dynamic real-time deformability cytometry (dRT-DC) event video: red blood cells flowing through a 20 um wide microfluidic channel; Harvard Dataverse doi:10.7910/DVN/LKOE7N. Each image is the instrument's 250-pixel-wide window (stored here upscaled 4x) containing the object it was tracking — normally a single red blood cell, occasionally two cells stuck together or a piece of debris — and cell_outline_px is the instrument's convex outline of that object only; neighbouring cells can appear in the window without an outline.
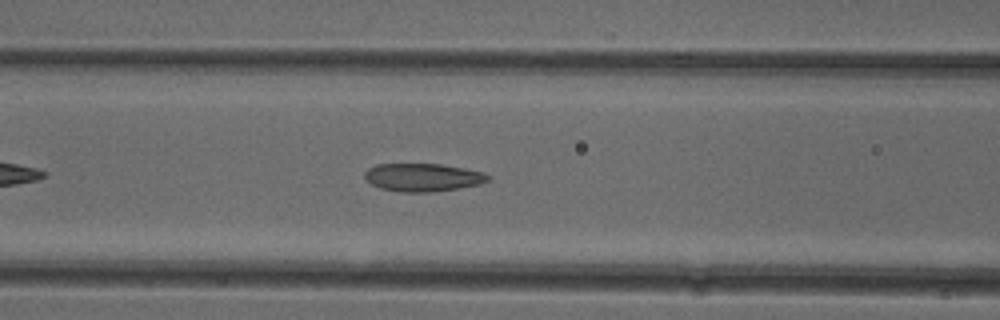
{"species": "common noctule bat (a hibernating species)", "species_latin": "Nyctalus noctula", "temperature_condition": "cold", "stored_images_in_passage": 40, "camera_frame_rate_fps": 3000, "um_per_image_px": 0.085, "animal": {"sex": "female"}, "frame": {"image": 1, "passage_image": 10, "time_ms": 3.0, "image_size_px": [1000, 320], "cell_outline_px": [[492, 176], [488, 180], [480, 184], [460, 188], [432, 192], [400, 192], [380, 188], [372, 184], [364, 176], [364, 172], [368, 168], [376, 164], [440, 164], [464, 168], [484, 172]], "centroid_in_image_um": [35.96, 15.08], "position_along_channel_um": 130.6, "area_um2": 20.23}}
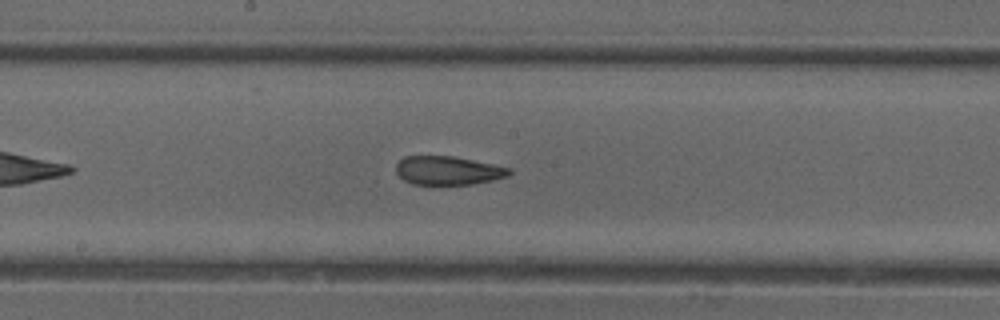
{"frame": {"image": 2, "passage_image": 16, "time_ms": 5.0, "image_size_px": [1000, 320], "cell_outline_px": [[512, 172], [508, 176], [492, 180], [472, 184], [412, 184], [404, 180], [396, 172], [396, 164], [404, 156], [452, 156], [512, 168]], "centroid_in_image_um": [38.08, 14.49], "position_along_channel_um": 210.1, "area_um2": 18.79}}
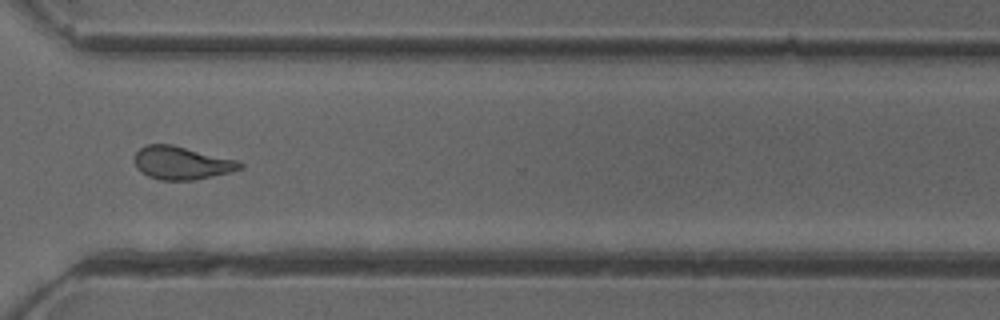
{"frame": {"image": 3, "passage_image": 27, "time_ms": 8.667, "image_size_px": [1000, 320], "cell_outline_px": [[244, 168], [212, 176], [192, 180], [160, 180], [148, 176], [140, 172], [136, 168], [136, 152], [140, 148], [148, 144], [172, 144], [236, 160], [244, 164]], "centroid_in_image_um": [15.43, 13.85], "position_along_channel_um": 355.2, "area_um2": 20.11}, "authors_computed_cell_mechanics": {"area_um2": 20.2011, "velocity_mm_per_s": 3.973, "shape_relaxation_time_tau1_ms": null, "shape_relaxation_time_tau2_ms": 2.8966, "deformation_change_tau1": null, "deformation_change_tau2": 0.1051}}